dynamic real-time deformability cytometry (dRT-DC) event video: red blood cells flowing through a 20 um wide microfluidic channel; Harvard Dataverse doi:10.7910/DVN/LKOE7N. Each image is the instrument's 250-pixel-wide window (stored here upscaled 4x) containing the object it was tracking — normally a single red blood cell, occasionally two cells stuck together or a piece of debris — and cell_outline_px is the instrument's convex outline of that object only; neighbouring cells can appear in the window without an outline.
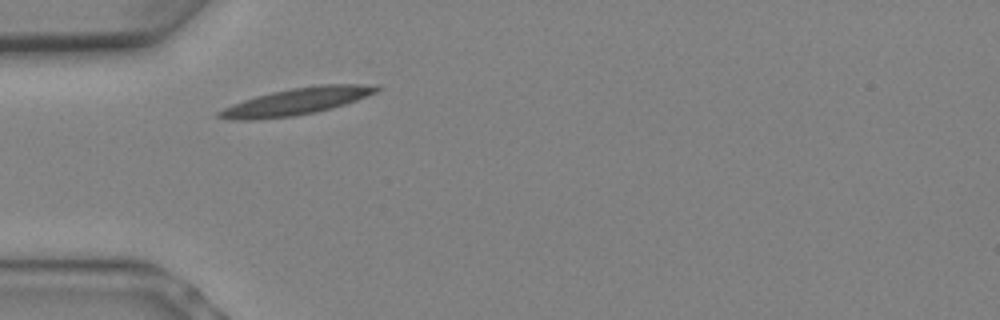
{"species": "Egyptian fruit bat (a non-hibernating species)", "species_latin": "Rousettus aegyptiacus", "temperature_condition": "warm", "stored_images_in_passage": 5, "camera_frame_rate_fps": 3000, "um_per_image_px": 0.085, "animal": {"sex": "female"}, "frame": {"image": 1, "passage_image": 1, "time_ms": 0.0, "image_size_px": [1000, 320], "cell_outline_px": [[380, 88], [376, 92], [356, 100], [332, 108], [316, 112], [296, 116], [252, 120], [236, 120], [216, 116], [216, 112], [232, 104], [256, 96], [272, 92], [292, 88], [320, 84], [380, 84]], "centroid_in_image_um": [25.22, 8.62], "position_along_channel_um": 59.8, "area_um2": 24.62}}
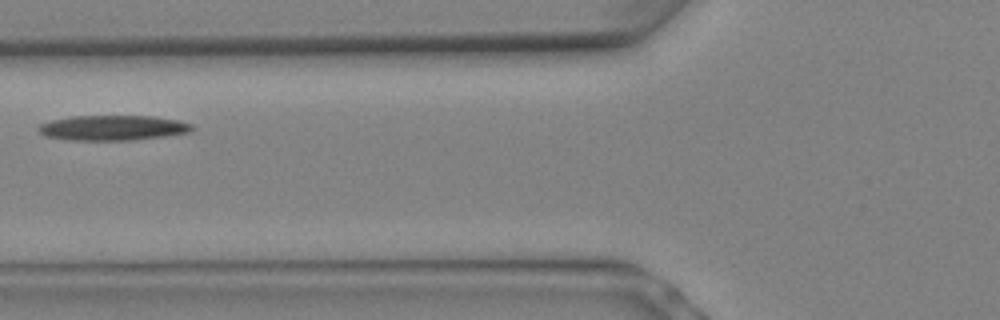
{"frame": {"image": 2, "passage_image": 3, "time_ms": 0.667, "image_size_px": [1000, 320], "cell_outline_px": [[196, 128], [188, 132], [164, 136], [132, 140], [72, 140], [44, 136], [36, 128], [40, 124], [52, 120], [72, 116], [152, 116], [176, 120], [192, 124]], "centroid_in_image_um": [9.57, 10.86], "position_along_channel_um": 116.2, "area_um2": 22.37}}